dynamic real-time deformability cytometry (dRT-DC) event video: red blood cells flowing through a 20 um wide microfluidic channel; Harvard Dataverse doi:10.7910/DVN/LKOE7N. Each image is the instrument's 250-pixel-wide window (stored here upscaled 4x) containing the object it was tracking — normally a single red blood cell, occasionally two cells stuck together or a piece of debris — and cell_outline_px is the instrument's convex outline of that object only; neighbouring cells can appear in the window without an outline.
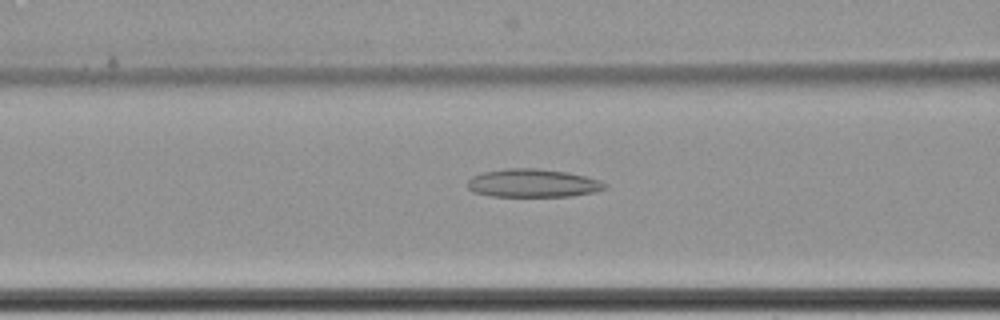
{"species": "common noctule bat (a hibernating species)", "species_latin": "Nyctalus noctula", "temperature_condition": "cold", "stored_images_in_passage": 64, "camera_frame_rate_fps": 3000, "um_per_image_px": 0.085, "animal": {"sex": "female", "body_mass_g": 22.7, "forearm_length_mm": 54.2}, "frame": {"image": 1, "passage_image": 29, "time_ms": 9.333, "image_size_px": [1000, 320], "cell_outline_px": [[608, 188], [596, 192], [572, 196], [492, 196], [472, 192], [468, 188], [468, 180], [472, 176], [484, 172], [504, 168], [536, 168], [568, 172], [600, 180], [608, 184]], "centroid_in_image_um": [45.32, 15.57], "position_along_channel_um": 121.3, "area_um2": 22.77}}
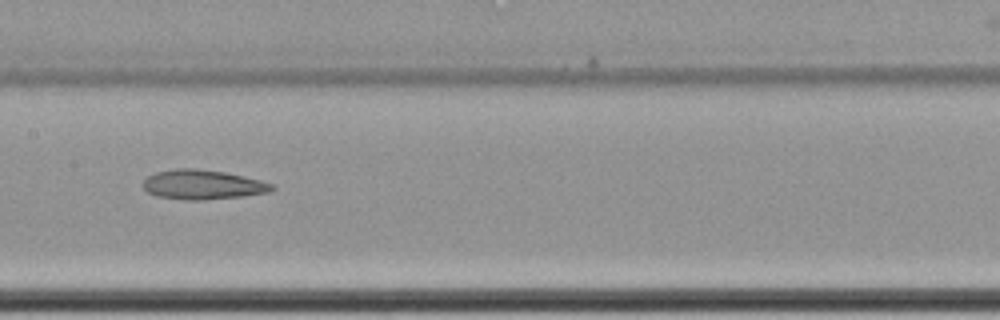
{"frame": {"image": 2, "passage_image": 35, "time_ms": 11.333, "image_size_px": [1000, 320], "cell_outline_px": [[276, 188], [268, 192], [244, 196], [204, 200], [184, 200], [156, 196], [148, 192], [140, 184], [148, 176], [156, 172], [176, 168], [196, 168], [224, 172], [244, 176], [276, 184]], "centroid_in_image_um": [17.23, 15.69], "position_along_channel_um": 190.2, "area_um2": 22.43}}
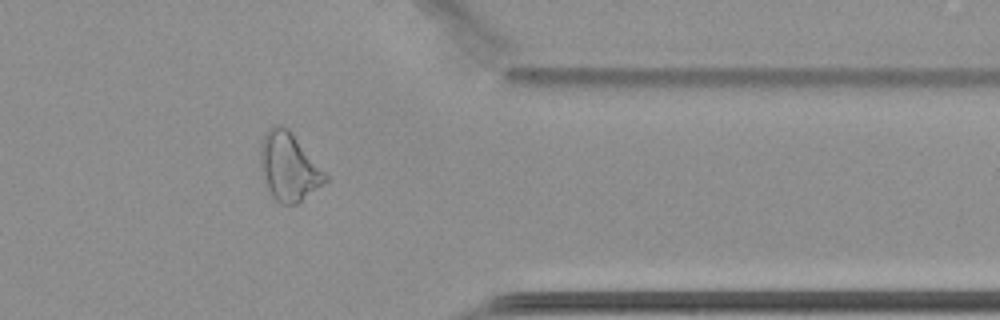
{"frame": {"image": 3, "passage_image": 53, "time_ms": 17.333, "image_size_px": [1000, 320], "cell_outline_px": [[328, 180], [296, 204], [284, 204], [276, 200], [272, 196], [268, 188], [260, 168], [260, 144], [264, 132], [268, 128], [276, 124], [280, 124], [288, 128], [292, 132], [328, 176]], "centroid_in_image_um": [24.52, 14.13], "position_along_channel_um": 386.9, "area_um2": 25.61}, "authors_computed_cell_mechanics": {"area_um2": 27.5128, "velocity_mm_per_s": 3.4388, "shape_relaxation_time_tau1_ms": null, "shape_relaxation_time_tau2_ms": 10.2716, "deformation_change_tau1": null, "deformation_change_tau2": 0.1908}}